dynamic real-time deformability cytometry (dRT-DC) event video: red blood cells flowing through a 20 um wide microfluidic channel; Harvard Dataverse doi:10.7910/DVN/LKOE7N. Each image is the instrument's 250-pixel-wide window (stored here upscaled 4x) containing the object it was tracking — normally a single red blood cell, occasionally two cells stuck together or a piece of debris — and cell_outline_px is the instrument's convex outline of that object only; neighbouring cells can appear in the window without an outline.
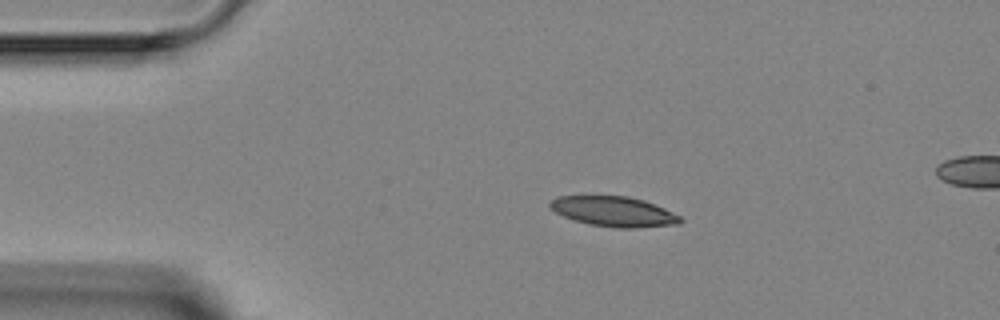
{"species": "Egyptian fruit bat (a non-hibernating species)", "species_latin": "Rousettus aegyptiacus", "temperature_condition": "room temperature", "stored_images_in_passage": 3, "segment_of_instrument_passage": [1, 2], "camera_frame_rate_fps": 3000, "um_per_image_px": 0.085, "animal": {"sex": "female"}, "frame": {"image": 1, "passage_image": 1, "time_ms": 0.0, "image_size_px": [1000, 320], "cell_outline_px": [[684, 220], [680, 224], [636, 228], [616, 228], [588, 224], [564, 216], [556, 212], [548, 204], [556, 196], [628, 196], [644, 200], [664, 208], [680, 216]], "centroid_in_image_um": [52.21, 17.98], "position_along_channel_um": 32.8, "area_um2": 22.77}}